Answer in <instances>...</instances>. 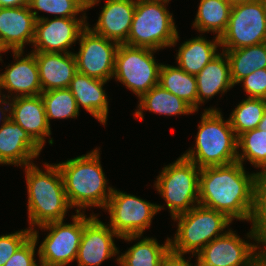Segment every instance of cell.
I'll return each instance as SVG.
<instances>
[{"label": "cell", "instance_id": "obj_25", "mask_svg": "<svg viewBox=\"0 0 266 266\" xmlns=\"http://www.w3.org/2000/svg\"><path fill=\"white\" fill-rule=\"evenodd\" d=\"M138 110L134 115L136 118L143 120V111L149 110L154 113L163 115H180L192 114L195 112L181 98L175 96L168 90L162 88L159 84L152 87L147 93H144L140 98Z\"/></svg>", "mask_w": 266, "mask_h": 266}, {"label": "cell", "instance_id": "obj_45", "mask_svg": "<svg viewBox=\"0 0 266 266\" xmlns=\"http://www.w3.org/2000/svg\"><path fill=\"white\" fill-rule=\"evenodd\" d=\"M254 266H266V263L260 258Z\"/></svg>", "mask_w": 266, "mask_h": 266}, {"label": "cell", "instance_id": "obj_38", "mask_svg": "<svg viewBox=\"0 0 266 266\" xmlns=\"http://www.w3.org/2000/svg\"><path fill=\"white\" fill-rule=\"evenodd\" d=\"M161 266H193V265L189 263V260L186 261L183 255H177L170 251L169 254L163 259Z\"/></svg>", "mask_w": 266, "mask_h": 266}, {"label": "cell", "instance_id": "obj_7", "mask_svg": "<svg viewBox=\"0 0 266 266\" xmlns=\"http://www.w3.org/2000/svg\"><path fill=\"white\" fill-rule=\"evenodd\" d=\"M200 170L182 155L174 163L165 166L157 177L155 188L166 201L172 218L199 204Z\"/></svg>", "mask_w": 266, "mask_h": 266}, {"label": "cell", "instance_id": "obj_11", "mask_svg": "<svg viewBox=\"0 0 266 266\" xmlns=\"http://www.w3.org/2000/svg\"><path fill=\"white\" fill-rule=\"evenodd\" d=\"M73 223L53 221L38 226L49 230L38 249L40 266H66L76 260L84 229V214L77 208Z\"/></svg>", "mask_w": 266, "mask_h": 266}, {"label": "cell", "instance_id": "obj_29", "mask_svg": "<svg viewBox=\"0 0 266 266\" xmlns=\"http://www.w3.org/2000/svg\"><path fill=\"white\" fill-rule=\"evenodd\" d=\"M231 9L227 0H200L193 27L199 32H214L220 38L227 28Z\"/></svg>", "mask_w": 266, "mask_h": 266}, {"label": "cell", "instance_id": "obj_13", "mask_svg": "<svg viewBox=\"0 0 266 266\" xmlns=\"http://www.w3.org/2000/svg\"><path fill=\"white\" fill-rule=\"evenodd\" d=\"M258 248L229 229L197 254L196 266H254L260 259Z\"/></svg>", "mask_w": 266, "mask_h": 266}, {"label": "cell", "instance_id": "obj_12", "mask_svg": "<svg viewBox=\"0 0 266 266\" xmlns=\"http://www.w3.org/2000/svg\"><path fill=\"white\" fill-rule=\"evenodd\" d=\"M79 42V52L74 53L77 72L109 81L114 75L119 44L94 33L89 26L81 32Z\"/></svg>", "mask_w": 266, "mask_h": 266}, {"label": "cell", "instance_id": "obj_19", "mask_svg": "<svg viewBox=\"0 0 266 266\" xmlns=\"http://www.w3.org/2000/svg\"><path fill=\"white\" fill-rule=\"evenodd\" d=\"M42 148L11 118L0 127V164L28 166Z\"/></svg>", "mask_w": 266, "mask_h": 266}, {"label": "cell", "instance_id": "obj_26", "mask_svg": "<svg viewBox=\"0 0 266 266\" xmlns=\"http://www.w3.org/2000/svg\"><path fill=\"white\" fill-rule=\"evenodd\" d=\"M162 88L181 98L197 111V79L179 67L161 65L159 83Z\"/></svg>", "mask_w": 266, "mask_h": 266}, {"label": "cell", "instance_id": "obj_4", "mask_svg": "<svg viewBox=\"0 0 266 266\" xmlns=\"http://www.w3.org/2000/svg\"><path fill=\"white\" fill-rule=\"evenodd\" d=\"M198 129L195 148L183 154L185 158L200 169L237 161L238 137L220 110L205 109Z\"/></svg>", "mask_w": 266, "mask_h": 266}, {"label": "cell", "instance_id": "obj_37", "mask_svg": "<svg viewBox=\"0 0 266 266\" xmlns=\"http://www.w3.org/2000/svg\"><path fill=\"white\" fill-rule=\"evenodd\" d=\"M243 82L248 97L266 99V69L255 70L239 81Z\"/></svg>", "mask_w": 266, "mask_h": 266}, {"label": "cell", "instance_id": "obj_27", "mask_svg": "<svg viewBox=\"0 0 266 266\" xmlns=\"http://www.w3.org/2000/svg\"><path fill=\"white\" fill-rule=\"evenodd\" d=\"M225 51L233 84L250 75L255 70L266 69V42L258 45Z\"/></svg>", "mask_w": 266, "mask_h": 266}, {"label": "cell", "instance_id": "obj_24", "mask_svg": "<svg viewBox=\"0 0 266 266\" xmlns=\"http://www.w3.org/2000/svg\"><path fill=\"white\" fill-rule=\"evenodd\" d=\"M221 46L220 38L208 41L203 37H196L185 41L179 48L176 60L178 67L186 73L197 75L219 53L217 47Z\"/></svg>", "mask_w": 266, "mask_h": 266}, {"label": "cell", "instance_id": "obj_44", "mask_svg": "<svg viewBox=\"0 0 266 266\" xmlns=\"http://www.w3.org/2000/svg\"><path fill=\"white\" fill-rule=\"evenodd\" d=\"M227 1L233 5L236 3H241V2L251 1V0H227Z\"/></svg>", "mask_w": 266, "mask_h": 266}, {"label": "cell", "instance_id": "obj_3", "mask_svg": "<svg viewBox=\"0 0 266 266\" xmlns=\"http://www.w3.org/2000/svg\"><path fill=\"white\" fill-rule=\"evenodd\" d=\"M46 172L34 163L25 166L28 190V217L33 226L53 221H64L72 208L67 199L63 179L57 164H45Z\"/></svg>", "mask_w": 266, "mask_h": 266}, {"label": "cell", "instance_id": "obj_16", "mask_svg": "<svg viewBox=\"0 0 266 266\" xmlns=\"http://www.w3.org/2000/svg\"><path fill=\"white\" fill-rule=\"evenodd\" d=\"M36 18L29 5L0 8V50L23 51L25 43H32Z\"/></svg>", "mask_w": 266, "mask_h": 266}, {"label": "cell", "instance_id": "obj_17", "mask_svg": "<svg viewBox=\"0 0 266 266\" xmlns=\"http://www.w3.org/2000/svg\"><path fill=\"white\" fill-rule=\"evenodd\" d=\"M10 101V118L43 148L51 128L41 95L13 97Z\"/></svg>", "mask_w": 266, "mask_h": 266}, {"label": "cell", "instance_id": "obj_21", "mask_svg": "<svg viewBox=\"0 0 266 266\" xmlns=\"http://www.w3.org/2000/svg\"><path fill=\"white\" fill-rule=\"evenodd\" d=\"M39 69L42 92L68 88L77 73L74 53H34ZM64 54V55H62Z\"/></svg>", "mask_w": 266, "mask_h": 266}, {"label": "cell", "instance_id": "obj_31", "mask_svg": "<svg viewBox=\"0 0 266 266\" xmlns=\"http://www.w3.org/2000/svg\"><path fill=\"white\" fill-rule=\"evenodd\" d=\"M40 95L44 103L49 126L52 118L67 119L78 116L80 109L69 88L52 89L42 92Z\"/></svg>", "mask_w": 266, "mask_h": 266}, {"label": "cell", "instance_id": "obj_8", "mask_svg": "<svg viewBox=\"0 0 266 266\" xmlns=\"http://www.w3.org/2000/svg\"><path fill=\"white\" fill-rule=\"evenodd\" d=\"M157 50L119 44L115 56V79L124 84L139 98L159 83L162 64L155 62Z\"/></svg>", "mask_w": 266, "mask_h": 266}, {"label": "cell", "instance_id": "obj_46", "mask_svg": "<svg viewBox=\"0 0 266 266\" xmlns=\"http://www.w3.org/2000/svg\"><path fill=\"white\" fill-rule=\"evenodd\" d=\"M1 97H3V99H2ZM4 99H5V100H4ZM4 103H5V105L7 104L6 96H5V95L0 96V104H4Z\"/></svg>", "mask_w": 266, "mask_h": 266}, {"label": "cell", "instance_id": "obj_34", "mask_svg": "<svg viewBox=\"0 0 266 266\" xmlns=\"http://www.w3.org/2000/svg\"><path fill=\"white\" fill-rule=\"evenodd\" d=\"M29 7L62 18H75L76 14L85 10L78 0H30Z\"/></svg>", "mask_w": 266, "mask_h": 266}, {"label": "cell", "instance_id": "obj_15", "mask_svg": "<svg viewBox=\"0 0 266 266\" xmlns=\"http://www.w3.org/2000/svg\"><path fill=\"white\" fill-rule=\"evenodd\" d=\"M120 238L108 225L84 214V229L76 261L78 266H100L106 259L119 253L113 237Z\"/></svg>", "mask_w": 266, "mask_h": 266}, {"label": "cell", "instance_id": "obj_36", "mask_svg": "<svg viewBox=\"0 0 266 266\" xmlns=\"http://www.w3.org/2000/svg\"><path fill=\"white\" fill-rule=\"evenodd\" d=\"M32 235L31 229L0 236V266H4L16 250Z\"/></svg>", "mask_w": 266, "mask_h": 266}, {"label": "cell", "instance_id": "obj_28", "mask_svg": "<svg viewBox=\"0 0 266 266\" xmlns=\"http://www.w3.org/2000/svg\"><path fill=\"white\" fill-rule=\"evenodd\" d=\"M170 238L160 245L154 238H143L117 258L120 266H161L169 254Z\"/></svg>", "mask_w": 266, "mask_h": 266}, {"label": "cell", "instance_id": "obj_39", "mask_svg": "<svg viewBox=\"0 0 266 266\" xmlns=\"http://www.w3.org/2000/svg\"><path fill=\"white\" fill-rule=\"evenodd\" d=\"M29 2L30 0H0V8L27 6Z\"/></svg>", "mask_w": 266, "mask_h": 266}, {"label": "cell", "instance_id": "obj_41", "mask_svg": "<svg viewBox=\"0 0 266 266\" xmlns=\"http://www.w3.org/2000/svg\"><path fill=\"white\" fill-rule=\"evenodd\" d=\"M10 102L11 101H8L7 102V106H3L2 105V108L0 107V112H2V116L4 115V117H2V118H0V120H2L4 123L6 122V121H8L9 119H10ZM9 105V106H8ZM8 107V108H7ZM2 110V111H1ZM4 110V111H3ZM9 110V111H8ZM9 112V115L8 114H6V113H4V112Z\"/></svg>", "mask_w": 266, "mask_h": 266}, {"label": "cell", "instance_id": "obj_40", "mask_svg": "<svg viewBox=\"0 0 266 266\" xmlns=\"http://www.w3.org/2000/svg\"><path fill=\"white\" fill-rule=\"evenodd\" d=\"M107 1V0H106ZM79 4L85 9H89L99 2V0H78Z\"/></svg>", "mask_w": 266, "mask_h": 266}, {"label": "cell", "instance_id": "obj_2", "mask_svg": "<svg viewBox=\"0 0 266 266\" xmlns=\"http://www.w3.org/2000/svg\"><path fill=\"white\" fill-rule=\"evenodd\" d=\"M99 154L95 149L86 155L57 164L72 208L76 206L82 210L96 206L105 209L114 188H106L107 179Z\"/></svg>", "mask_w": 266, "mask_h": 266}, {"label": "cell", "instance_id": "obj_5", "mask_svg": "<svg viewBox=\"0 0 266 266\" xmlns=\"http://www.w3.org/2000/svg\"><path fill=\"white\" fill-rule=\"evenodd\" d=\"M170 0H136L126 45L158 50L174 46L178 31L166 3Z\"/></svg>", "mask_w": 266, "mask_h": 266}, {"label": "cell", "instance_id": "obj_30", "mask_svg": "<svg viewBox=\"0 0 266 266\" xmlns=\"http://www.w3.org/2000/svg\"><path fill=\"white\" fill-rule=\"evenodd\" d=\"M266 112V99L247 97L239 103L229 117L236 136L258 127Z\"/></svg>", "mask_w": 266, "mask_h": 266}, {"label": "cell", "instance_id": "obj_42", "mask_svg": "<svg viewBox=\"0 0 266 266\" xmlns=\"http://www.w3.org/2000/svg\"><path fill=\"white\" fill-rule=\"evenodd\" d=\"M257 128L260 130L266 131V112L264 113L263 118L261 119Z\"/></svg>", "mask_w": 266, "mask_h": 266}, {"label": "cell", "instance_id": "obj_35", "mask_svg": "<svg viewBox=\"0 0 266 266\" xmlns=\"http://www.w3.org/2000/svg\"><path fill=\"white\" fill-rule=\"evenodd\" d=\"M32 235L16 250L4 266H39L34 259L38 232L31 230Z\"/></svg>", "mask_w": 266, "mask_h": 266}, {"label": "cell", "instance_id": "obj_20", "mask_svg": "<svg viewBox=\"0 0 266 266\" xmlns=\"http://www.w3.org/2000/svg\"><path fill=\"white\" fill-rule=\"evenodd\" d=\"M136 0H107L98 22L91 29L118 44H125L131 29Z\"/></svg>", "mask_w": 266, "mask_h": 266}, {"label": "cell", "instance_id": "obj_23", "mask_svg": "<svg viewBox=\"0 0 266 266\" xmlns=\"http://www.w3.org/2000/svg\"><path fill=\"white\" fill-rule=\"evenodd\" d=\"M223 56V57H222ZM197 110L200 103L217 93L227 92L234 86L231 79L230 63L225 53L218 54L196 75Z\"/></svg>", "mask_w": 266, "mask_h": 266}, {"label": "cell", "instance_id": "obj_18", "mask_svg": "<svg viewBox=\"0 0 266 266\" xmlns=\"http://www.w3.org/2000/svg\"><path fill=\"white\" fill-rule=\"evenodd\" d=\"M16 63L6 67V71L0 74V96L1 89L16 92V96H34L42 93V87L39 80V69L32 52L22 58L23 51H12ZM21 57V58H20ZM20 92V93H19ZM20 94V95H19Z\"/></svg>", "mask_w": 266, "mask_h": 266}, {"label": "cell", "instance_id": "obj_32", "mask_svg": "<svg viewBox=\"0 0 266 266\" xmlns=\"http://www.w3.org/2000/svg\"><path fill=\"white\" fill-rule=\"evenodd\" d=\"M237 148L243 152L238 151V162L243 165L247 158L253 166L262 168L260 172H266V131L255 128L240 134Z\"/></svg>", "mask_w": 266, "mask_h": 266}, {"label": "cell", "instance_id": "obj_1", "mask_svg": "<svg viewBox=\"0 0 266 266\" xmlns=\"http://www.w3.org/2000/svg\"><path fill=\"white\" fill-rule=\"evenodd\" d=\"M257 173H246L236 161L205 167L199 173V204L233 219L251 221L256 205Z\"/></svg>", "mask_w": 266, "mask_h": 266}, {"label": "cell", "instance_id": "obj_10", "mask_svg": "<svg viewBox=\"0 0 266 266\" xmlns=\"http://www.w3.org/2000/svg\"><path fill=\"white\" fill-rule=\"evenodd\" d=\"M266 42V15L262 0L232 5L225 32L220 37L223 50H234Z\"/></svg>", "mask_w": 266, "mask_h": 266}, {"label": "cell", "instance_id": "obj_22", "mask_svg": "<svg viewBox=\"0 0 266 266\" xmlns=\"http://www.w3.org/2000/svg\"><path fill=\"white\" fill-rule=\"evenodd\" d=\"M106 82L77 72L68 86L78 108L82 105L103 125H106L109 107L106 93L103 90V85Z\"/></svg>", "mask_w": 266, "mask_h": 266}, {"label": "cell", "instance_id": "obj_47", "mask_svg": "<svg viewBox=\"0 0 266 266\" xmlns=\"http://www.w3.org/2000/svg\"><path fill=\"white\" fill-rule=\"evenodd\" d=\"M263 6H264V10H265V15H266V0H262Z\"/></svg>", "mask_w": 266, "mask_h": 266}, {"label": "cell", "instance_id": "obj_6", "mask_svg": "<svg viewBox=\"0 0 266 266\" xmlns=\"http://www.w3.org/2000/svg\"><path fill=\"white\" fill-rule=\"evenodd\" d=\"M172 219L179 220L174 240H169L171 252L177 255L198 254L208 243L222 236L223 229L232 222L226 214L200 204Z\"/></svg>", "mask_w": 266, "mask_h": 266}, {"label": "cell", "instance_id": "obj_14", "mask_svg": "<svg viewBox=\"0 0 266 266\" xmlns=\"http://www.w3.org/2000/svg\"><path fill=\"white\" fill-rule=\"evenodd\" d=\"M36 18L33 53L53 52L69 53L68 48L77 40L81 32L88 26L85 23L86 15L76 18H62L55 16L48 19L38 16V11H32ZM68 50V51H67Z\"/></svg>", "mask_w": 266, "mask_h": 266}, {"label": "cell", "instance_id": "obj_33", "mask_svg": "<svg viewBox=\"0 0 266 266\" xmlns=\"http://www.w3.org/2000/svg\"><path fill=\"white\" fill-rule=\"evenodd\" d=\"M247 236L266 248V172H258L255 211Z\"/></svg>", "mask_w": 266, "mask_h": 266}, {"label": "cell", "instance_id": "obj_43", "mask_svg": "<svg viewBox=\"0 0 266 266\" xmlns=\"http://www.w3.org/2000/svg\"><path fill=\"white\" fill-rule=\"evenodd\" d=\"M260 251V258L266 263V249L259 247Z\"/></svg>", "mask_w": 266, "mask_h": 266}, {"label": "cell", "instance_id": "obj_9", "mask_svg": "<svg viewBox=\"0 0 266 266\" xmlns=\"http://www.w3.org/2000/svg\"><path fill=\"white\" fill-rule=\"evenodd\" d=\"M161 208L162 206L113 189L105 210L110 214V228L120 238L131 241L140 238Z\"/></svg>", "mask_w": 266, "mask_h": 266}]
</instances>
